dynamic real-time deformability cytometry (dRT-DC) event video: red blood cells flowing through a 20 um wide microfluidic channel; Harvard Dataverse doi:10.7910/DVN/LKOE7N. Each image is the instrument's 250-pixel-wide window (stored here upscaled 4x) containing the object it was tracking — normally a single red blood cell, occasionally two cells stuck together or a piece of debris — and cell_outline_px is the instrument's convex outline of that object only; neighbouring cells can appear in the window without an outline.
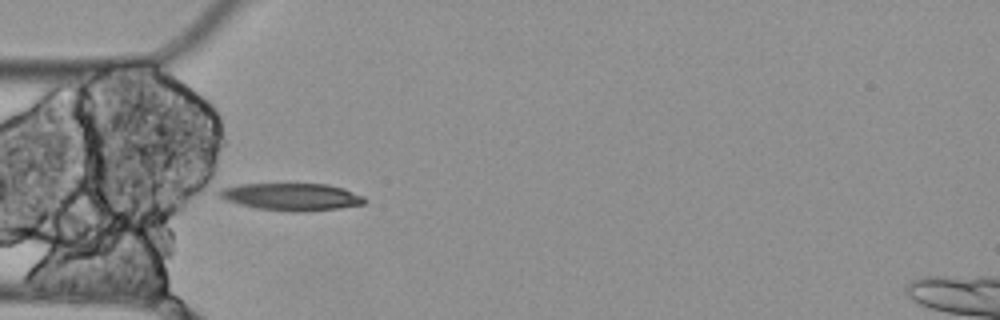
{"species": "Egyptian fruit bat (a non-hibernating species)", "species_latin": "Rousettus aegyptiacus", "temperature_condition": "cold", "stored_images_in_passage": 4, "camera_frame_rate_fps": 3000, "um_per_image_px": 0.085, "animal": {"sex": "female"}, "frame": {"image": 1, "passage_image": 2, "time_ms": 0.333, "image_size_px": [1000, 320], "cell_outline_px": [[368, 200], [364, 204], [340, 208], [304, 212], [292, 212], [256, 208], [224, 200], [216, 192], [220, 188], [240, 184], [328, 184], [344, 188], [364, 196]], "centroid_in_image_um": [24.8, 16.73], "position_along_channel_um": 60.2, "area_um2": 23.35}}
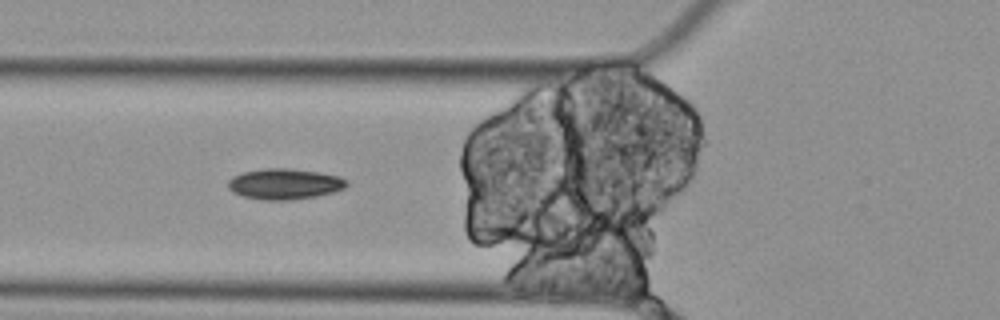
{"frame": {"image": 2, "passage_image": 3, "time_ms": 0.667, "image_size_px": [1000, 320], "cell_outline_px": [[348, 184], [344, 188], [332, 192], [316, 196], [288, 200], [264, 200], [244, 196], [232, 192], [228, 188], [228, 180], [232, 176], [244, 172], [264, 168], [292, 168], [320, 172], [340, 176], [348, 180]], "centroid_in_image_um": [24.19, 15.62], "position_along_channel_um": 101.6, "area_um2": 21.33}}
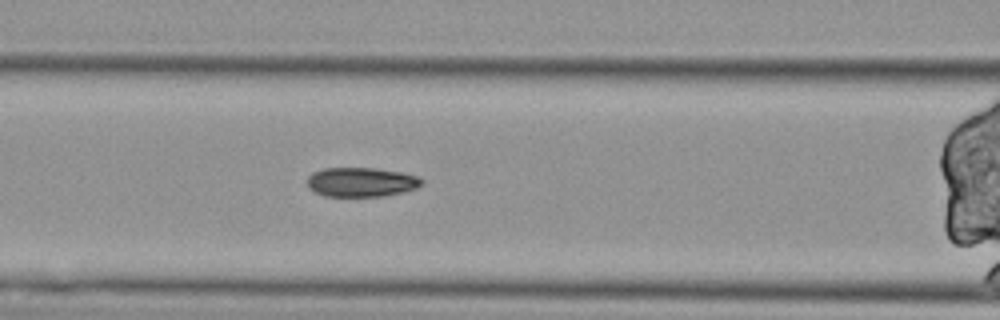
{"frame": {"image": 3, "passage_image": 4, "time_ms": 1.0, "image_size_px": [1000, 320], "cell_outline_px": [[424, 184], [416, 188], [404, 192], [384, 196], [324, 196], [308, 188], [308, 176], [312, 172], [324, 168], [376, 168], [400, 172], [420, 176], [424, 180]], "centroid_in_image_um": [30.74, 15.47], "position_along_channel_um": 135.9, "area_um2": 19.77}}